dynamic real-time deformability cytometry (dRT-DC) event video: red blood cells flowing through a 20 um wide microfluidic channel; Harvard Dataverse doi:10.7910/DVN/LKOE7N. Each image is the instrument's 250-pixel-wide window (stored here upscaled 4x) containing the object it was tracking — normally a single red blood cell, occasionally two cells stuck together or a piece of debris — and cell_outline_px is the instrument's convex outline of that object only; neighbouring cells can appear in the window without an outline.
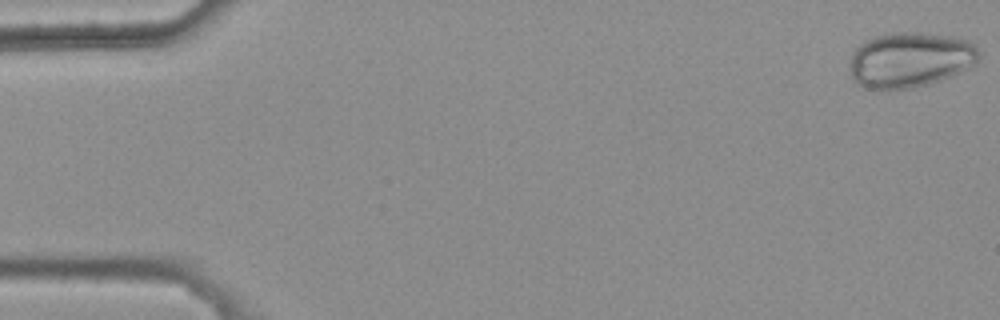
{"species": "common noctule bat (a hibernating species)", "species_latin": "Nyctalus noctula", "temperature_condition": "warm", "stored_images_in_passage": 5, "camera_frame_rate_fps": 3000, "um_per_image_px": 0.085, "animal": {"sex": "female", "body_mass_g": 25.1}, "frame": {"image": 1, "passage_image": 1, "time_ms": 0.0, "image_size_px": [1000, 320], "cell_outline_px": [[980, 56], [972, 64], [940, 80], [916, 88], [868, 88], [860, 84], [852, 76], [848, 68], [852, 52], [864, 40], [872, 36], [892, 32], [920, 32], [956, 36], [968, 40], [980, 52]], "centroid_in_image_um": [77.31, 5.04], "position_along_channel_um": 7.7, "area_um2": 41.44}}